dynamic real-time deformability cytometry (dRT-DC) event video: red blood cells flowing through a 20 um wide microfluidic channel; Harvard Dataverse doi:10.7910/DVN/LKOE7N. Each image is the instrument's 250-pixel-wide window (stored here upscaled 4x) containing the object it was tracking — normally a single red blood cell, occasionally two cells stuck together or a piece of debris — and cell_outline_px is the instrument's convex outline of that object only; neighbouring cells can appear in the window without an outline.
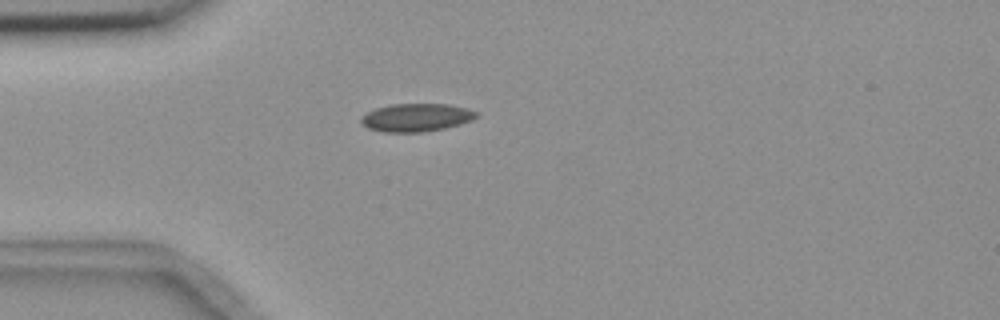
{"species": "common noctule bat (a hibernating species)", "species_latin": "Nyctalus noctula", "temperature_condition": "room temperature", "stored_images_in_passage": 2, "camera_frame_rate_fps": 3000, "um_per_image_px": 0.085, "animal": {"sex": "female", "body_mass_g": 18.4}, "frame": {"image": 1, "passage_image": 1, "time_ms": 0.0, "image_size_px": [1000, 320], "cell_outline_px": [[480, 116], [472, 120], [460, 124], [444, 128], [420, 132], [384, 132], [368, 128], [360, 120], [360, 116], [376, 108], [392, 104], [448, 104], [468, 108], [480, 112]], "centroid_in_image_um": [35.43, 9.98], "position_along_channel_um": 49.6, "area_um2": 18.9}}